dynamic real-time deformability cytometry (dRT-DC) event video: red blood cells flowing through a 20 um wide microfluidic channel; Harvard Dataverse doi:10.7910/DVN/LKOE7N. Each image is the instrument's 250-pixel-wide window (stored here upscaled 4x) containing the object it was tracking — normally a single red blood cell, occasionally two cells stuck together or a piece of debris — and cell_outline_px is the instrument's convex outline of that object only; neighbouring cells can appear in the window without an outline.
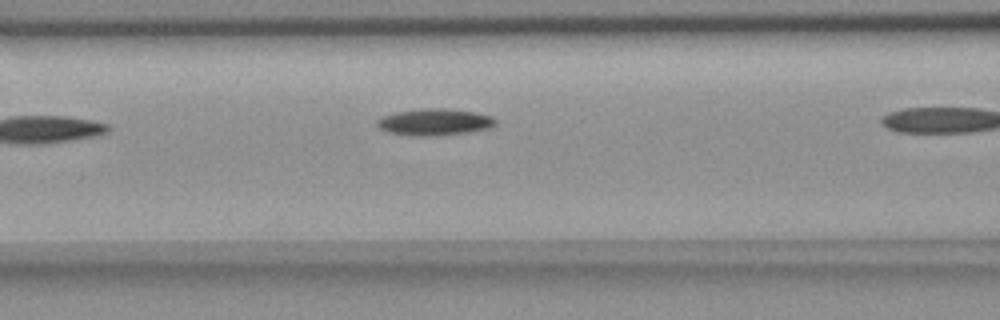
{"species": "common noctule bat (a hibernating species)", "species_latin": "Nyctalus noctula", "temperature_condition": "room temperature", "stored_images_in_passage": 15, "camera_frame_rate_fps": 3000, "um_per_image_px": 0.085, "animal": {"sex": "female", "body_mass_g": 18.4}, "frame": {"image": 1, "passage_image": 5, "time_ms": 1.333, "image_size_px": [1000, 320], "cell_outline_px": [[496, 124], [488, 128], [468, 132], [436, 136], [416, 136], [388, 132], [380, 128], [376, 124], [376, 120], [380, 116], [396, 112], [424, 108], [444, 108], [476, 112], [492, 116], [496, 120]], "centroid_in_image_um": [36.92, 10.37], "position_along_channel_um": 129.7, "area_um2": 18.5}}